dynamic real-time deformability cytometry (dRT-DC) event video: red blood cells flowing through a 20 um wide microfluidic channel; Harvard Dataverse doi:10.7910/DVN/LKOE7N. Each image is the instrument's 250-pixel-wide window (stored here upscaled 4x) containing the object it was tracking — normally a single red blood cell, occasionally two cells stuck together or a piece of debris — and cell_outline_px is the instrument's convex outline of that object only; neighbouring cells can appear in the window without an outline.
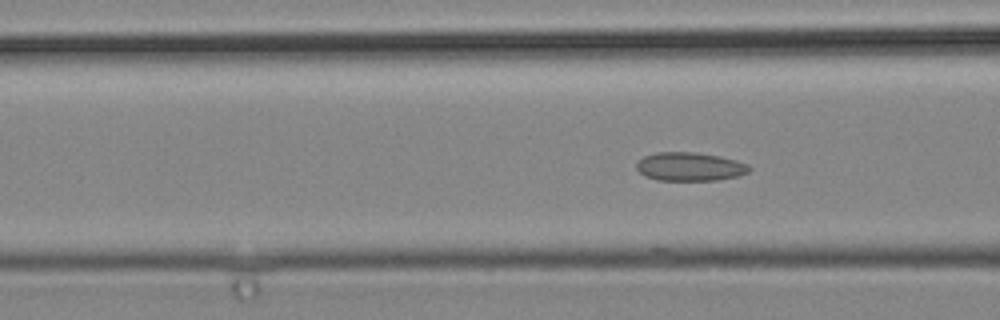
{"species": "common noctule bat (a hibernating species)", "species_latin": "Nyctalus noctula", "temperature_condition": "cold", "stored_images_in_passage": 43, "camera_frame_rate_fps": 3000, "um_per_image_px": 0.085, "animal": {"sex": "male", "body_mass_g": 19.2, "forearm_length_mm": 51.8}, "frame": {"image": 1, "passage_image": 17, "time_ms": 5.333, "image_size_px": [1000, 320], "cell_outline_px": [[752, 168], [748, 172], [736, 176], [716, 180], [656, 180], [644, 176], [636, 168], [636, 164], [644, 156], [656, 152], [696, 152], [720, 156], [736, 160], [748, 164]], "centroid_in_image_um": [58.63, 14.16], "position_along_channel_um": 108.0, "area_um2": 18.79}}
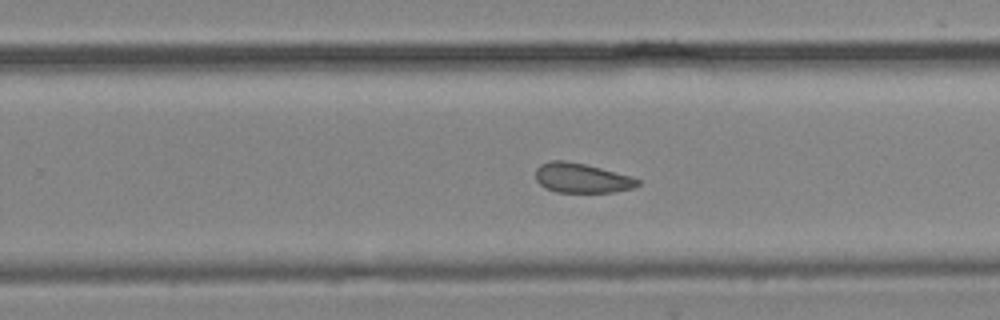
{"frame": {"image": 2, "passage_image": 28, "time_ms": 9.0, "image_size_px": [1000, 320], "cell_outline_px": [[640, 184], [632, 188], [612, 192], [556, 192], [544, 188], [536, 180], [536, 168], [540, 164], [552, 160], [564, 160], [584, 164], [632, 176], [640, 180]], "centroid_in_image_um": [49.43, 15.13], "position_along_channel_um": 280.4, "area_um2": 17.63}}
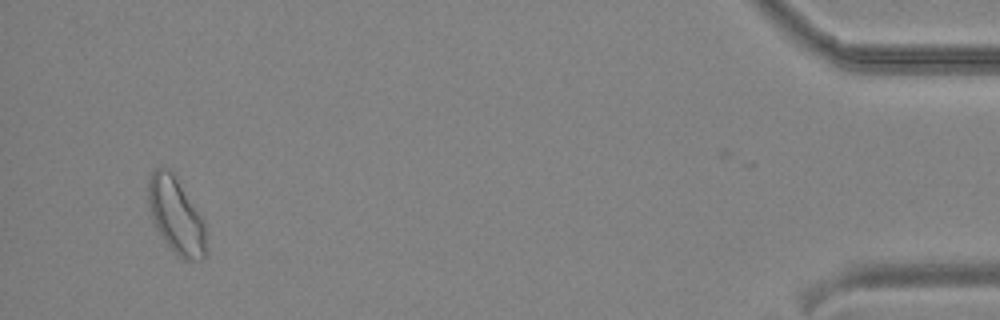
{"frame": {"image": 3, "passage_image": 42, "time_ms": 13.667, "image_size_px": [1000, 320], "cell_outline_px": [[204, 256], [200, 260], [184, 260], [164, 240], [148, 208], [148, 180], [152, 172], [156, 168], [168, 168], [172, 172], [204, 220]], "centroid_in_image_um": [14.94, 18.29], "position_along_channel_um": 420.3, "area_um2": 24.74}}